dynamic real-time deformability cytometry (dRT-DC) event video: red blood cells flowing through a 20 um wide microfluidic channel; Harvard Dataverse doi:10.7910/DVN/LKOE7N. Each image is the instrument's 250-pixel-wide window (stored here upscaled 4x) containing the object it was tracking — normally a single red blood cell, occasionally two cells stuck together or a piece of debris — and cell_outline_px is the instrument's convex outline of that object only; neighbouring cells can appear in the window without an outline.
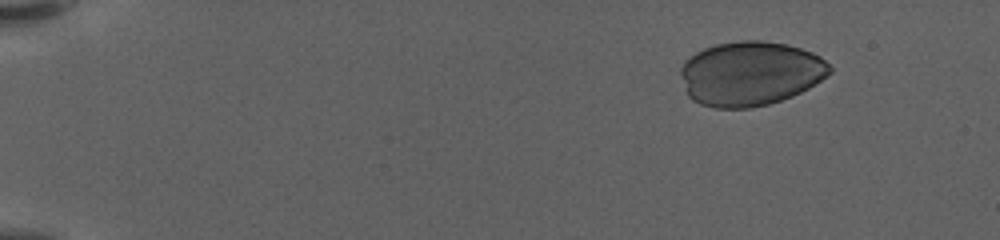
{"species": "human", "species_latin": "Homo sapiens", "temperature_condition": "warm", "stored_images_in_passage": 44, "camera_frame_rate_fps": 3000, "um_per_image_px": 0.085, "donor": {"sex": "female"}, "frame": {"image": 1, "passage_image": 1, "time_ms": 0.0, "image_size_px": [1000, 240], "cell_outline_px": [[832, 72], [828, 76], [808, 88], [792, 96], [768, 104], [748, 108], [716, 108], [700, 104], [692, 100], [688, 96], [680, 72], [680, 68], [684, 60], [696, 52], [704, 48], [716, 44], [740, 40], [764, 40], [788, 44], [812, 52], [820, 56], [832, 68]], "centroid_in_image_um": [63.78, 6.24], "position_along_channel_um": 21.2, "area_um2": 56.18}}
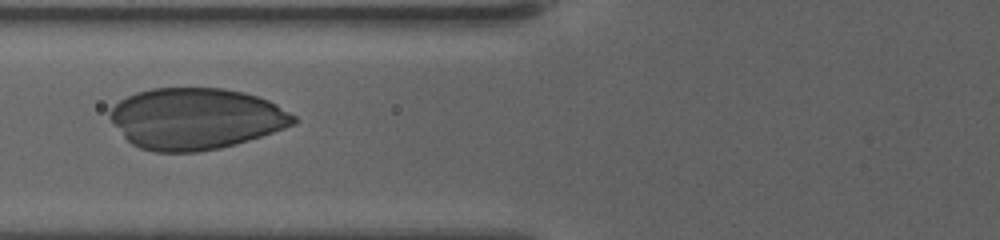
{"frame": {"image": 2, "passage_image": 19, "time_ms": 6.0, "image_size_px": [1000, 240], "cell_outline_px": [[296, 120], [292, 124], [284, 128], [236, 144], [220, 148], [196, 152], [156, 152], [140, 148], [132, 144], [124, 136], [108, 116], [108, 112], [120, 100], [136, 92], [152, 88], [224, 88], [244, 92], [268, 100], [276, 104], [296, 116]], "centroid_in_image_um": [16.63, 10.08], "position_along_channel_um": 109.2, "area_um2": 65.31}}
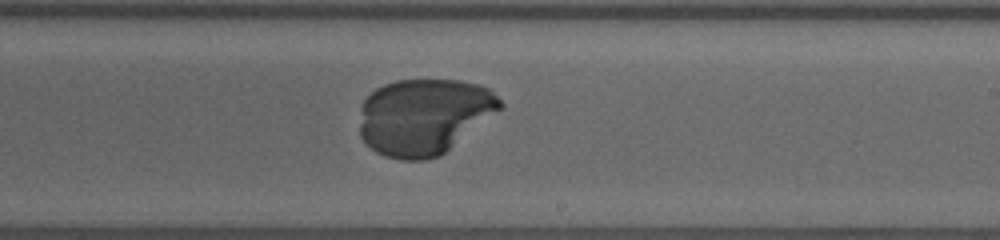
{"frame": {"image": 3, "passage_image": 31, "time_ms": 10.0, "image_size_px": [1000, 240], "cell_outline_px": [[504, 104], [500, 108], [440, 156], [428, 160], [400, 160], [384, 156], [376, 152], [360, 136], [360, 128], [364, 100], [376, 88], [384, 84], [396, 80], [460, 80], [480, 84], [488, 88]], "centroid_in_image_um": [36.02, 9.9], "position_along_channel_um": 253.0, "area_um2": 61.73}}